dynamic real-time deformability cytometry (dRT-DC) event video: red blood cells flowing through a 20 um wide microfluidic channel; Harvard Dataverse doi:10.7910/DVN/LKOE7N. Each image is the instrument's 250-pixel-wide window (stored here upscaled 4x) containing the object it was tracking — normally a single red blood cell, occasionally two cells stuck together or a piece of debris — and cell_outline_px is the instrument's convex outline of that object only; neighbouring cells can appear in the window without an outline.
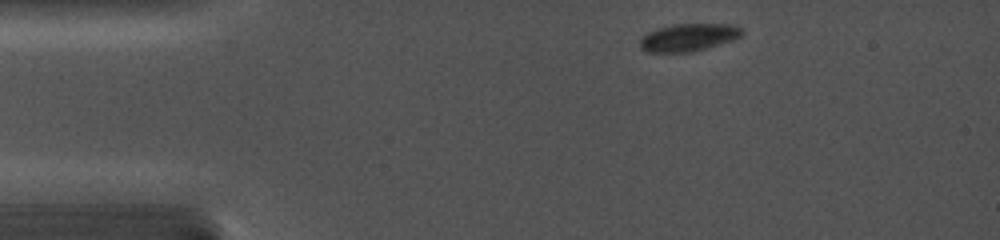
{"species": "common noctule bat (a hibernating species)", "species_latin": "Nyctalus noctula", "temperature_condition": "cold", "stored_images_in_passage": 31, "camera_frame_rate_fps": 5000, "um_per_image_px": 0.085, "animal": {"sex": "female", "body_mass_g": 19.0, "forearm_length_mm": 56.7}, "frame": {"image": 1, "passage_image": 1, "time_ms": 0.0, "image_size_px": [1000, 240], "cell_outline_px": [[744, 32], [740, 36], [732, 40], [692, 52], [648, 52], [640, 48], [640, 40], [648, 32], [672, 24], [732, 24], [740, 28]], "centroid_in_image_um": [58.52, 3.18], "position_along_channel_um": 26.5, "area_um2": 16.18}}
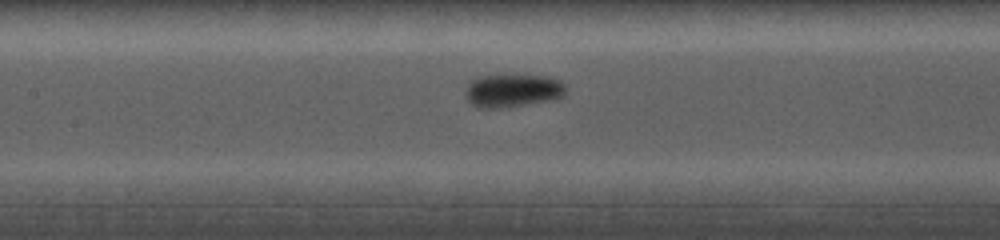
{"frame": {"image": 2, "passage_image": 12, "time_ms": 5.0, "image_size_px": [1000, 240], "cell_outline_px": [[564, 96], [556, 100], [500, 108], [480, 108], [472, 104], [464, 96], [464, 88], [468, 80], [476, 76], [496, 72], [544, 76], [560, 80], [564, 84]], "centroid_in_image_um": [43.49, 7.65], "position_along_channel_um": 163.9, "area_um2": 20.58}}
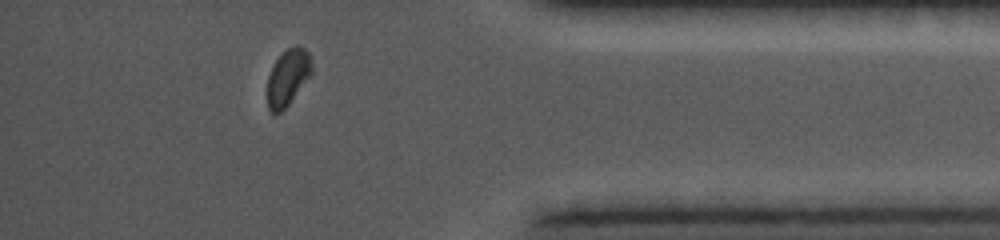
{"frame": {"image": 3, "passage_image": 27, "time_ms": 11.6, "image_size_px": [1000, 240], "cell_outline_px": [[312, 72], [288, 104], [280, 112], [272, 112], [268, 108], [268, 76], [276, 60], [288, 48], [304, 48], [308, 52], [312, 64]], "centroid_in_image_um": [24.46, 6.58], "position_along_channel_um": 410.7, "area_um2": 13.87}}